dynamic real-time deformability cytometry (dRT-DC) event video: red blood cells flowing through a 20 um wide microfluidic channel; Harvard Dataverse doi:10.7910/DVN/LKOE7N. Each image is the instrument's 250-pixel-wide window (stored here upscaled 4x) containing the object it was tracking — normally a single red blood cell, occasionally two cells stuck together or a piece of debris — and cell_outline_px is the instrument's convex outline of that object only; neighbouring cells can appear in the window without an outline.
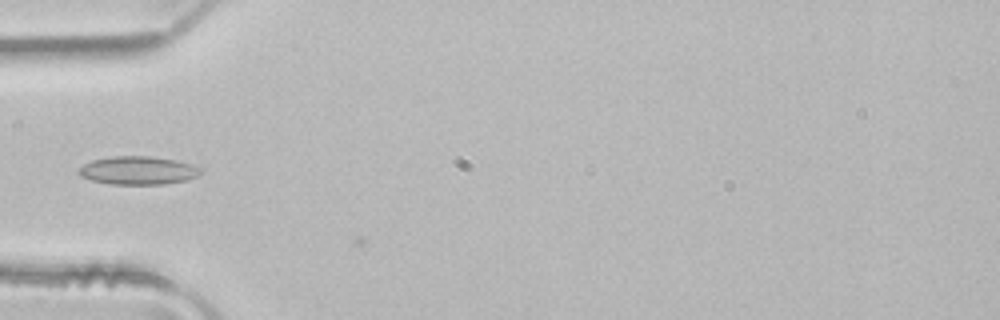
{"species": "common noctule bat (a hibernating species)", "species_latin": "Nyctalus noctula", "temperature_condition": "room temperature", "stored_images_in_passage": 6, "camera_frame_rate_fps": 3000, "um_per_image_px": 0.085, "animal": {"sex": "male", "body_mass_g": 21.5, "forearm_length_mm": 52.0}, "frame": {"image": 1, "passage_image": 5, "time_ms": 1.333, "image_size_px": [1000, 320], "cell_outline_px": [[200, 172], [196, 176], [184, 180], [164, 184], [112, 184], [92, 180], [80, 176], [80, 168], [84, 164], [92, 160], [112, 156], [152, 156], [176, 160], [192, 164], [200, 168]], "centroid_in_image_um": [11.73, 14.48], "position_along_channel_um": 73.3, "area_um2": 19.83}}